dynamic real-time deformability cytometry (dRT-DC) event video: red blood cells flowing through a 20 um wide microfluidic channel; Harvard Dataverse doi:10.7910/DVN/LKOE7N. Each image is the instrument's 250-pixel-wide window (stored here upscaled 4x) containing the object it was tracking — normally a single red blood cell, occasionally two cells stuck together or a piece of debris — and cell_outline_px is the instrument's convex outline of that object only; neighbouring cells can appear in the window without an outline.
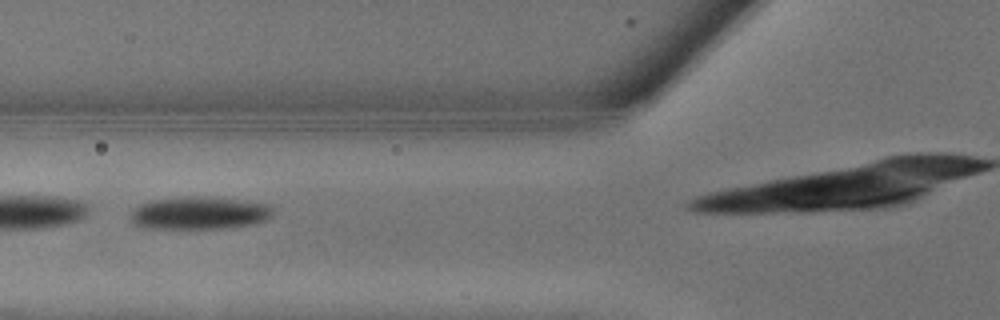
{"species": "common noctule bat (a hibernating species)", "species_latin": "Nyctalus noctula", "temperature_condition": "warm", "stored_images_in_passage": 7, "camera_frame_rate_fps": 3000, "um_per_image_px": 0.085, "animal": {"sex": "male", "body_mass_g": 13.3}, "frame": {"image": 1, "passage_image": 6, "time_ms": 1.667, "image_size_px": [1000, 320], "cell_outline_px": [[272, 216], [268, 220], [252, 224], [228, 228], [144, 228], [136, 224], [132, 220], [132, 208], [140, 204], [152, 200], [184, 196], [212, 196], [268, 204], [272, 208]], "centroid_in_image_um": [16.96, 18.09], "position_along_channel_um": 108.8, "area_um2": 27.28}}